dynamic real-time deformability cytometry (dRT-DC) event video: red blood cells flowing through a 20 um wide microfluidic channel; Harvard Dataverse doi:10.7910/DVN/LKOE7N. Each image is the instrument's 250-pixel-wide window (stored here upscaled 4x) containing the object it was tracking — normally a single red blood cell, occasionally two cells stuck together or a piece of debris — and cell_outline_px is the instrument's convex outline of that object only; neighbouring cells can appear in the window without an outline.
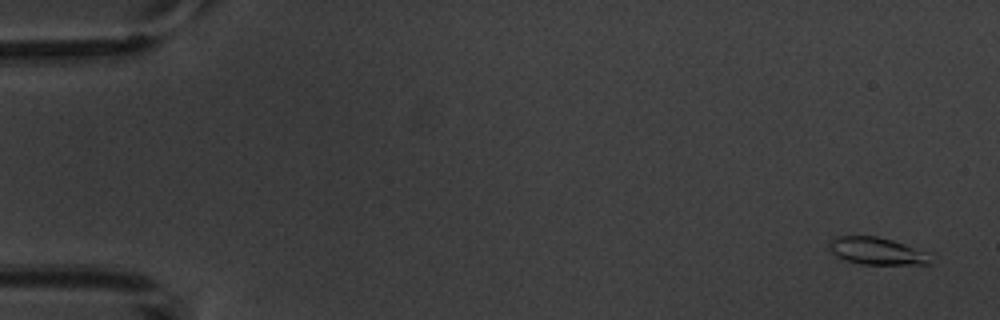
{"species": "common noctule bat (a hibernating species)", "species_latin": "Nyctalus noctula", "temperature_condition": "warm", "stored_images_in_passage": 6, "camera_frame_rate_fps": 3000, "um_per_image_px": 0.085, "animal": {"sex": "male", "body_mass_g": 20.1, "forearm_length_mm": 53.5}, "frame": {"image": 1, "passage_image": 1, "time_ms": 0.0, "image_size_px": [1000, 320], "cell_outline_px": [[932, 264], [860, 264], [836, 256], [832, 252], [828, 244], [832, 236], [876, 236], [892, 240], [932, 252]], "centroid_in_image_um": [74.6, 21.33], "position_along_channel_um": 10.4, "area_um2": 16.36}}